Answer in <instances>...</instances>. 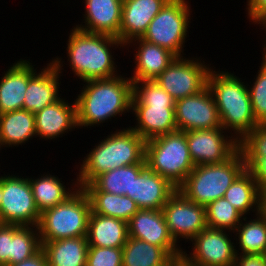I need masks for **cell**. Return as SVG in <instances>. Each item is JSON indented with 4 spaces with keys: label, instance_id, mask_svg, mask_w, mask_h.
Masks as SVG:
<instances>
[{
    "label": "cell",
    "instance_id": "cell-14",
    "mask_svg": "<svg viewBox=\"0 0 266 266\" xmlns=\"http://www.w3.org/2000/svg\"><path fill=\"white\" fill-rule=\"evenodd\" d=\"M175 121L177 130L183 132L222 128L218 108L208 87L175 101Z\"/></svg>",
    "mask_w": 266,
    "mask_h": 266
},
{
    "label": "cell",
    "instance_id": "cell-1",
    "mask_svg": "<svg viewBox=\"0 0 266 266\" xmlns=\"http://www.w3.org/2000/svg\"><path fill=\"white\" fill-rule=\"evenodd\" d=\"M83 83L75 99L78 128L103 126L112 118L126 115L127 112L131 114L133 82L130 78L119 74Z\"/></svg>",
    "mask_w": 266,
    "mask_h": 266
},
{
    "label": "cell",
    "instance_id": "cell-5",
    "mask_svg": "<svg viewBox=\"0 0 266 266\" xmlns=\"http://www.w3.org/2000/svg\"><path fill=\"white\" fill-rule=\"evenodd\" d=\"M245 169L243 155L238 150L225 162L196 165L177 190L190 201L206 207L224 197L226 190Z\"/></svg>",
    "mask_w": 266,
    "mask_h": 266
},
{
    "label": "cell",
    "instance_id": "cell-15",
    "mask_svg": "<svg viewBox=\"0 0 266 266\" xmlns=\"http://www.w3.org/2000/svg\"><path fill=\"white\" fill-rule=\"evenodd\" d=\"M127 223L129 237L162 247L173 259L182 258L183 247L172 238L162 210L139 209Z\"/></svg>",
    "mask_w": 266,
    "mask_h": 266
},
{
    "label": "cell",
    "instance_id": "cell-2",
    "mask_svg": "<svg viewBox=\"0 0 266 266\" xmlns=\"http://www.w3.org/2000/svg\"><path fill=\"white\" fill-rule=\"evenodd\" d=\"M66 45L69 61L66 65L82 82L119 75L113 50L121 47L124 50L125 45L117 37L88 33L73 26Z\"/></svg>",
    "mask_w": 266,
    "mask_h": 266
},
{
    "label": "cell",
    "instance_id": "cell-41",
    "mask_svg": "<svg viewBox=\"0 0 266 266\" xmlns=\"http://www.w3.org/2000/svg\"><path fill=\"white\" fill-rule=\"evenodd\" d=\"M246 5L249 22L261 26L266 21V0H247Z\"/></svg>",
    "mask_w": 266,
    "mask_h": 266
},
{
    "label": "cell",
    "instance_id": "cell-30",
    "mask_svg": "<svg viewBox=\"0 0 266 266\" xmlns=\"http://www.w3.org/2000/svg\"><path fill=\"white\" fill-rule=\"evenodd\" d=\"M122 249V266H167L173 260L162 247L132 237Z\"/></svg>",
    "mask_w": 266,
    "mask_h": 266
},
{
    "label": "cell",
    "instance_id": "cell-9",
    "mask_svg": "<svg viewBox=\"0 0 266 266\" xmlns=\"http://www.w3.org/2000/svg\"><path fill=\"white\" fill-rule=\"evenodd\" d=\"M0 176V218L3 224L38 226L41 213L36 207L29 176Z\"/></svg>",
    "mask_w": 266,
    "mask_h": 266
},
{
    "label": "cell",
    "instance_id": "cell-11",
    "mask_svg": "<svg viewBox=\"0 0 266 266\" xmlns=\"http://www.w3.org/2000/svg\"><path fill=\"white\" fill-rule=\"evenodd\" d=\"M232 240L230 231L207 227L189 242V254L183 249L182 258L191 266H233L237 255Z\"/></svg>",
    "mask_w": 266,
    "mask_h": 266
},
{
    "label": "cell",
    "instance_id": "cell-6",
    "mask_svg": "<svg viewBox=\"0 0 266 266\" xmlns=\"http://www.w3.org/2000/svg\"><path fill=\"white\" fill-rule=\"evenodd\" d=\"M146 166L178 188L194 169L186 132L175 131L146 141Z\"/></svg>",
    "mask_w": 266,
    "mask_h": 266
},
{
    "label": "cell",
    "instance_id": "cell-29",
    "mask_svg": "<svg viewBox=\"0 0 266 266\" xmlns=\"http://www.w3.org/2000/svg\"><path fill=\"white\" fill-rule=\"evenodd\" d=\"M253 218L244 217L233 232L235 235L233 239L236 241L235 245L239 244L235 248L237 256H266V221L259 214H255Z\"/></svg>",
    "mask_w": 266,
    "mask_h": 266
},
{
    "label": "cell",
    "instance_id": "cell-27",
    "mask_svg": "<svg viewBox=\"0 0 266 266\" xmlns=\"http://www.w3.org/2000/svg\"><path fill=\"white\" fill-rule=\"evenodd\" d=\"M48 173L49 171L39 175L36 179L34 177L29 178L34 201L40 213L64 202L79 187L77 181L71 179V181H74L70 184L72 187L67 188L62 178L59 179L57 175Z\"/></svg>",
    "mask_w": 266,
    "mask_h": 266
},
{
    "label": "cell",
    "instance_id": "cell-13",
    "mask_svg": "<svg viewBox=\"0 0 266 266\" xmlns=\"http://www.w3.org/2000/svg\"><path fill=\"white\" fill-rule=\"evenodd\" d=\"M229 135L223 128L187 131L194 165L218 164L231 158L239 150V142Z\"/></svg>",
    "mask_w": 266,
    "mask_h": 266
},
{
    "label": "cell",
    "instance_id": "cell-3",
    "mask_svg": "<svg viewBox=\"0 0 266 266\" xmlns=\"http://www.w3.org/2000/svg\"><path fill=\"white\" fill-rule=\"evenodd\" d=\"M82 160L76 177L82 188L97 176L116 168L145 162L146 140L131 126L118 128L95 144Z\"/></svg>",
    "mask_w": 266,
    "mask_h": 266
},
{
    "label": "cell",
    "instance_id": "cell-19",
    "mask_svg": "<svg viewBox=\"0 0 266 266\" xmlns=\"http://www.w3.org/2000/svg\"><path fill=\"white\" fill-rule=\"evenodd\" d=\"M130 46L136 48V50L133 49L135 51L133 75L129 76L132 81L155 80L177 57L166 48L149 43L142 38L133 39L125 45L128 49Z\"/></svg>",
    "mask_w": 266,
    "mask_h": 266
},
{
    "label": "cell",
    "instance_id": "cell-25",
    "mask_svg": "<svg viewBox=\"0 0 266 266\" xmlns=\"http://www.w3.org/2000/svg\"><path fill=\"white\" fill-rule=\"evenodd\" d=\"M33 138H37L35 114L24 109L0 114V150L22 146Z\"/></svg>",
    "mask_w": 266,
    "mask_h": 266
},
{
    "label": "cell",
    "instance_id": "cell-44",
    "mask_svg": "<svg viewBox=\"0 0 266 266\" xmlns=\"http://www.w3.org/2000/svg\"><path fill=\"white\" fill-rule=\"evenodd\" d=\"M258 214L266 221V190L259 193Z\"/></svg>",
    "mask_w": 266,
    "mask_h": 266
},
{
    "label": "cell",
    "instance_id": "cell-16",
    "mask_svg": "<svg viewBox=\"0 0 266 266\" xmlns=\"http://www.w3.org/2000/svg\"><path fill=\"white\" fill-rule=\"evenodd\" d=\"M63 63L62 57L56 56L28 80L23 103L24 110L36 114L61 98L59 79L63 76Z\"/></svg>",
    "mask_w": 266,
    "mask_h": 266
},
{
    "label": "cell",
    "instance_id": "cell-45",
    "mask_svg": "<svg viewBox=\"0 0 266 266\" xmlns=\"http://www.w3.org/2000/svg\"><path fill=\"white\" fill-rule=\"evenodd\" d=\"M261 27H263V28H261L262 30L264 29V31H265V35H266V21L261 25ZM264 45H262V55L266 58V40L264 41V43H263Z\"/></svg>",
    "mask_w": 266,
    "mask_h": 266
},
{
    "label": "cell",
    "instance_id": "cell-38",
    "mask_svg": "<svg viewBox=\"0 0 266 266\" xmlns=\"http://www.w3.org/2000/svg\"><path fill=\"white\" fill-rule=\"evenodd\" d=\"M122 248L89 246L86 266H122Z\"/></svg>",
    "mask_w": 266,
    "mask_h": 266
},
{
    "label": "cell",
    "instance_id": "cell-10",
    "mask_svg": "<svg viewBox=\"0 0 266 266\" xmlns=\"http://www.w3.org/2000/svg\"><path fill=\"white\" fill-rule=\"evenodd\" d=\"M202 59L197 56L176 57L155 81L175 101L198 94L207 87L208 75L212 69V66Z\"/></svg>",
    "mask_w": 266,
    "mask_h": 266
},
{
    "label": "cell",
    "instance_id": "cell-32",
    "mask_svg": "<svg viewBox=\"0 0 266 266\" xmlns=\"http://www.w3.org/2000/svg\"><path fill=\"white\" fill-rule=\"evenodd\" d=\"M259 193L255 179L245 169L226 190L224 198L246 217L251 211L258 214Z\"/></svg>",
    "mask_w": 266,
    "mask_h": 266
},
{
    "label": "cell",
    "instance_id": "cell-12",
    "mask_svg": "<svg viewBox=\"0 0 266 266\" xmlns=\"http://www.w3.org/2000/svg\"><path fill=\"white\" fill-rule=\"evenodd\" d=\"M162 212L169 232L178 245L181 240L191 242L207 228L205 206L190 201L179 190L169 197Z\"/></svg>",
    "mask_w": 266,
    "mask_h": 266
},
{
    "label": "cell",
    "instance_id": "cell-43",
    "mask_svg": "<svg viewBox=\"0 0 266 266\" xmlns=\"http://www.w3.org/2000/svg\"><path fill=\"white\" fill-rule=\"evenodd\" d=\"M7 266H48L47 257L43 249L41 248L35 255L25 259L17 264H9Z\"/></svg>",
    "mask_w": 266,
    "mask_h": 266
},
{
    "label": "cell",
    "instance_id": "cell-22",
    "mask_svg": "<svg viewBox=\"0 0 266 266\" xmlns=\"http://www.w3.org/2000/svg\"><path fill=\"white\" fill-rule=\"evenodd\" d=\"M177 190L166 178L147 166L133 179L132 198L139 209L162 210Z\"/></svg>",
    "mask_w": 266,
    "mask_h": 266
},
{
    "label": "cell",
    "instance_id": "cell-34",
    "mask_svg": "<svg viewBox=\"0 0 266 266\" xmlns=\"http://www.w3.org/2000/svg\"><path fill=\"white\" fill-rule=\"evenodd\" d=\"M207 227L227 230L233 233L244 216L224 197L219 198L206 207Z\"/></svg>",
    "mask_w": 266,
    "mask_h": 266
},
{
    "label": "cell",
    "instance_id": "cell-8",
    "mask_svg": "<svg viewBox=\"0 0 266 266\" xmlns=\"http://www.w3.org/2000/svg\"><path fill=\"white\" fill-rule=\"evenodd\" d=\"M189 0H168L153 18L141 37L174 53L177 57L186 55L184 47L189 37L191 5Z\"/></svg>",
    "mask_w": 266,
    "mask_h": 266
},
{
    "label": "cell",
    "instance_id": "cell-24",
    "mask_svg": "<svg viewBox=\"0 0 266 266\" xmlns=\"http://www.w3.org/2000/svg\"><path fill=\"white\" fill-rule=\"evenodd\" d=\"M86 237L89 246L122 248L129 237L128 223L91 212Z\"/></svg>",
    "mask_w": 266,
    "mask_h": 266
},
{
    "label": "cell",
    "instance_id": "cell-26",
    "mask_svg": "<svg viewBox=\"0 0 266 266\" xmlns=\"http://www.w3.org/2000/svg\"><path fill=\"white\" fill-rule=\"evenodd\" d=\"M48 266H86L89 245L87 237L41 241Z\"/></svg>",
    "mask_w": 266,
    "mask_h": 266
},
{
    "label": "cell",
    "instance_id": "cell-36",
    "mask_svg": "<svg viewBox=\"0 0 266 266\" xmlns=\"http://www.w3.org/2000/svg\"><path fill=\"white\" fill-rule=\"evenodd\" d=\"M256 72L253 84H247L254 117L258 123H266V58L263 56L261 66ZM252 84V85H251Z\"/></svg>",
    "mask_w": 266,
    "mask_h": 266
},
{
    "label": "cell",
    "instance_id": "cell-39",
    "mask_svg": "<svg viewBox=\"0 0 266 266\" xmlns=\"http://www.w3.org/2000/svg\"><path fill=\"white\" fill-rule=\"evenodd\" d=\"M246 169L252 174L259 190H266V157H243Z\"/></svg>",
    "mask_w": 266,
    "mask_h": 266
},
{
    "label": "cell",
    "instance_id": "cell-40",
    "mask_svg": "<svg viewBox=\"0 0 266 266\" xmlns=\"http://www.w3.org/2000/svg\"><path fill=\"white\" fill-rule=\"evenodd\" d=\"M13 237V225L2 224L0 226V266L11 263V239Z\"/></svg>",
    "mask_w": 266,
    "mask_h": 266
},
{
    "label": "cell",
    "instance_id": "cell-18",
    "mask_svg": "<svg viewBox=\"0 0 266 266\" xmlns=\"http://www.w3.org/2000/svg\"><path fill=\"white\" fill-rule=\"evenodd\" d=\"M83 3L84 19L80 25L78 23L74 27L88 33L106 34L119 39L123 0H83Z\"/></svg>",
    "mask_w": 266,
    "mask_h": 266
},
{
    "label": "cell",
    "instance_id": "cell-23",
    "mask_svg": "<svg viewBox=\"0 0 266 266\" xmlns=\"http://www.w3.org/2000/svg\"><path fill=\"white\" fill-rule=\"evenodd\" d=\"M136 120L131 128L146 141L177 131L175 106H132Z\"/></svg>",
    "mask_w": 266,
    "mask_h": 266
},
{
    "label": "cell",
    "instance_id": "cell-37",
    "mask_svg": "<svg viewBox=\"0 0 266 266\" xmlns=\"http://www.w3.org/2000/svg\"><path fill=\"white\" fill-rule=\"evenodd\" d=\"M243 157H266V123H259L240 142Z\"/></svg>",
    "mask_w": 266,
    "mask_h": 266
},
{
    "label": "cell",
    "instance_id": "cell-33",
    "mask_svg": "<svg viewBox=\"0 0 266 266\" xmlns=\"http://www.w3.org/2000/svg\"><path fill=\"white\" fill-rule=\"evenodd\" d=\"M41 248L38 226L13 225L10 264H17L32 257Z\"/></svg>",
    "mask_w": 266,
    "mask_h": 266
},
{
    "label": "cell",
    "instance_id": "cell-17",
    "mask_svg": "<svg viewBox=\"0 0 266 266\" xmlns=\"http://www.w3.org/2000/svg\"><path fill=\"white\" fill-rule=\"evenodd\" d=\"M36 136L41 140H57L65 133L72 132L77 124V105L68 103L64 97L44 107L35 114ZM57 138V139H56Z\"/></svg>",
    "mask_w": 266,
    "mask_h": 266
},
{
    "label": "cell",
    "instance_id": "cell-7",
    "mask_svg": "<svg viewBox=\"0 0 266 266\" xmlns=\"http://www.w3.org/2000/svg\"><path fill=\"white\" fill-rule=\"evenodd\" d=\"M91 203L83 188L64 202L41 213L38 224L40 241L87 236Z\"/></svg>",
    "mask_w": 266,
    "mask_h": 266
},
{
    "label": "cell",
    "instance_id": "cell-28",
    "mask_svg": "<svg viewBox=\"0 0 266 266\" xmlns=\"http://www.w3.org/2000/svg\"><path fill=\"white\" fill-rule=\"evenodd\" d=\"M146 163H137L113 169L97 176L90 184L84 185V191H104L132 198V185Z\"/></svg>",
    "mask_w": 266,
    "mask_h": 266
},
{
    "label": "cell",
    "instance_id": "cell-42",
    "mask_svg": "<svg viewBox=\"0 0 266 266\" xmlns=\"http://www.w3.org/2000/svg\"><path fill=\"white\" fill-rule=\"evenodd\" d=\"M233 266H266V256L263 255L236 256Z\"/></svg>",
    "mask_w": 266,
    "mask_h": 266
},
{
    "label": "cell",
    "instance_id": "cell-31",
    "mask_svg": "<svg viewBox=\"0 0 266 266\" xmlns=\"http://www.w3.org/2000/svg\"><path fill=\"white\" fill-rule=\"evenodd\" d=\"M92 213L113 217L128 222L139 210L135 201L126 195H116L104 191H85Z\"/></svg>",
    "mask_w": 266,
    "mask_h": 266
},
{
    "label": "cell",
    "instance_id": "cell-20",
    "mask_svg": "<svg viewBox=\"0 0 266 266\" xmlns=\"http://www.w3.org/2000/svg\"><path fill=\"white\" fill-rule=\"evenodd\" d=\"M30 59H22L8 67L0 78V114L23 109L28 80L37 72Z\"/></svg>",
    "mask_w": 266,
    "mask_h": 266
},
{
    "label": "cell",
    "instance_id": "cell-4",
    "mask_svg": "<svg viewBox=\"0 0 266 266\" xmlns=\"http://www.w3.org/2000/svg\"><path fill=\"white\" fill-rule=\"evenodd\" d=\"M215 69L209 72L207 87L218 108L221 127L240 142L259 124L252 111L248 82H243L234 72Z\"/></svg>",
    "mask_w": 266,
    "mask_h": 266
},
{
    "label": "cell",
    "instance_id": "cell-35",
    "mask_svg": "<svg viewBox=\"0 0 266 266\" xmlns=\"http://www.w3.org/2000/svg\"><path fill=\"white\" fill-rule=\"evenodd\" d=\"M132 82V106H175L172 96L155 80Z\"/></svg>",
    "mask_w": 266,
    "mask_h": 266
},
{
    "label": "cell",
    "instance_id": "cell-21",
    "mask_svg": "<svg viewBox=\"0 0 266 266\" xmlns=\"http://www.w3.org/2000/svg\"><path fill=\"white\" fill-rule=\"evenodd\" d=\"M168 0H123L119 40L126 45L141 38Z\"/></svg>",
    "mask_w": 266,
    "mask_h": 266
}]
</instances>
